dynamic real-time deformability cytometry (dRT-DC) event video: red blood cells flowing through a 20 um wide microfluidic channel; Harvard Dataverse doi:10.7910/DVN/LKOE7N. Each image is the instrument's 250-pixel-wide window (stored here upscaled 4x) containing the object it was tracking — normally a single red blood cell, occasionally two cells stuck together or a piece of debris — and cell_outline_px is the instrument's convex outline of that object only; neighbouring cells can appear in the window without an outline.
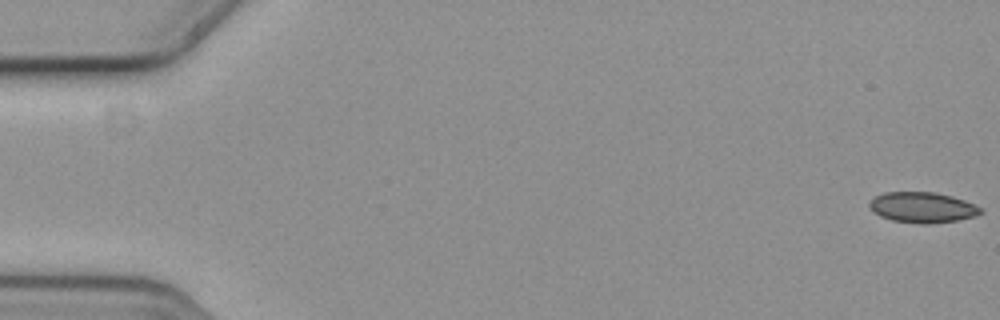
{"species": "common noctule bat (a hibernating species)", "species_latin": "Nyctalus noctula", "temperature_condition": "cold", "stored_images_in_passage": 58, "camera_frame_rate_fps": 3000, "um_per_image_px": 0.085, "animal": {"sex": "female", "body_mass_g": 19.3, "forearm_length_mm": 54.1}, "frame": {"image": 1, "passage_image": 1, "time_ms": 0.0, "image_size_px": [1000, 320], "cell_outline_px": [[984, 212], [976, 216], [956, 220], [928, 224], [920, 224], [892, 220], [880, 216], [868, 204], [876, 196], [884, 192], [932, 192], [952, 196], [964, 200], [980, 208]], "centroid_in_image_um": [78.42, 17.63], "position_along_channel_um": 6.6, "area_um2": 19.54}}
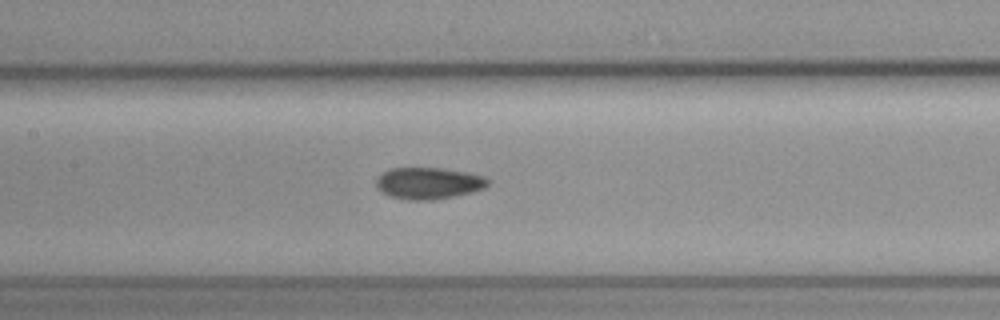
{"frame": {"image": 2, "passage_image": 28, "time_ms": 9.0, "image_size_px": [1000, 320], "cell_outline_px": [[488, 184], [484, 188], [472, 192], [456, 196], [432, 200], [408, 200], [392, 196], [380, 192], [376, 188], [376, 180], [384, 172], [392, 168], [440, 168], [468, 172], [484, 176], [488, 180]], "centroid_in_image_um": [36.43, 15.58], "position_along_channel_um": 171.0, "area_um2": 20.58}}
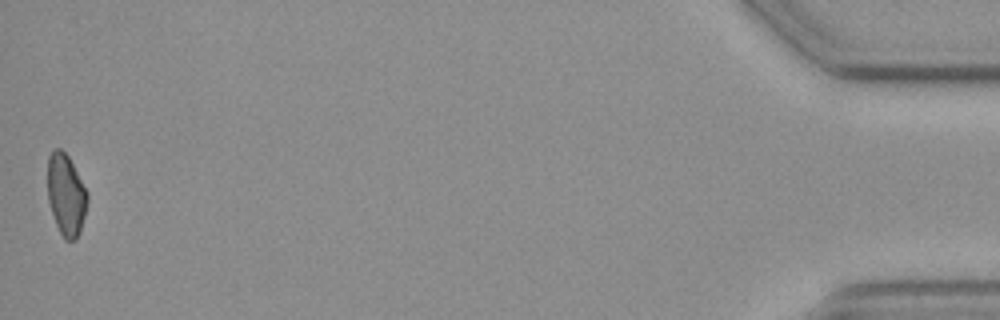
{"frame": {"image": 3, "passage_image": 58, "time_ms": 19.0, "image_size_px": [1000, 320], "cell_outline_px": [[88, 200], [80, 232], [76, 240], [64, 240], [56, 224], [48, 200], [48, 156], [56, 148], [60, 148], [68, 156], [88, 192]], "centroid_in_image_um": [5.62, 16.57], "position_along_channel_um": 429.6, "area_um2": 18.79}, "authors_computed_cell_mechanics": {"area_um2": 19.8832, "velocity_mm_per_s": 3.6095, "shape_relaxation_time_tau1_ms": null, "shape_relaxation_time_tau2_ms": 4.2159, "deformation_change_tau1": null, "deformation_change_tau2": 0.0866}}